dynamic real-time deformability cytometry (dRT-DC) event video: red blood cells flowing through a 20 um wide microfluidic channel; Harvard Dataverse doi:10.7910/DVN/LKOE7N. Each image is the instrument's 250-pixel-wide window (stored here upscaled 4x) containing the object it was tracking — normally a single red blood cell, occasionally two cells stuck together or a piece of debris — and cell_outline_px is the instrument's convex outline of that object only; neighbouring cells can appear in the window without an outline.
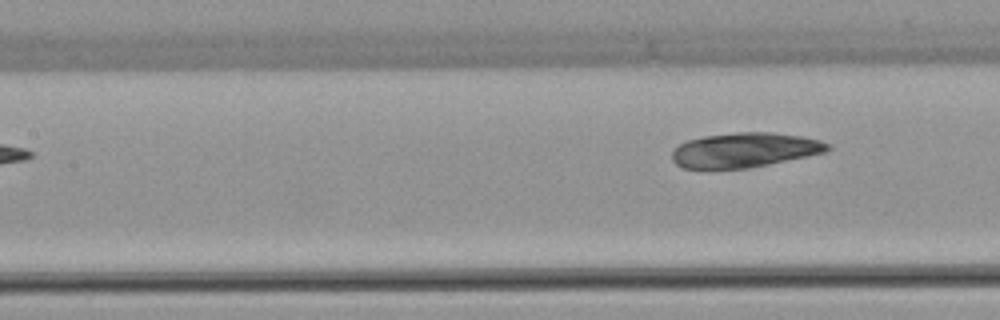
{"species": "common noctule bat (a hibernating species)", "species_latin": "Nyctalus noctula", "temperature_condition": "warm", "stored_images_in_passage": 4, "segment_of_instrument_passage": [2, 2], "camera_frame_rate_fps": 3000, "um_per_image_px": 0.085, "animal": {"sex": "female", "body_mass_g": 22.7, "forearm_length_mm": 54.2}, "frame": {"image": 1, "passage_image": 4, "time_ms": 3.667, "image_size_px": [1000, 320], "cell_outline_px": [[832, 148], [824, 152], [808, 156], [748, 168], [680, 168], [672, 160], [672, 152], [680, 144], [688, 140], [704, 136], [740, 132], [772, 132], [800, 136], [820, 140], [828, 144]], "centroid_in_image_um": [63.29, 12.75], "position_along_channel_um": 144.1, "area_um2": 31.15}}